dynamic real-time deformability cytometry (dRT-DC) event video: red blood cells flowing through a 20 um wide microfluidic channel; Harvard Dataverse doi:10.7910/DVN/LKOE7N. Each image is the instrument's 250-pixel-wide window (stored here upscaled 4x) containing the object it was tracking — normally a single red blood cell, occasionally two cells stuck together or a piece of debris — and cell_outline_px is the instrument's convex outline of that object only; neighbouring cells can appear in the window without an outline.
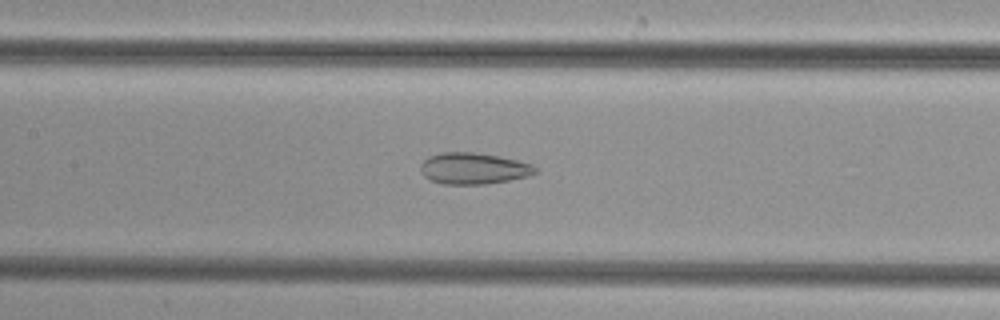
{"species": "common noctule bat (a hibernating species)", "species_latin": "Nyctalus noctula", "temperature_condition": "cold", "stored_images_in_passage": 49, "camera_frame_rate_fps": 3000, "um_per_image_px": 0.085, "animal": {"sex": "female", "body_mass_g": 29.2, "forearm_length_mm": 56.3}, "frame": {"image": 1, "passage_image": 23, "time_ms": 7.333, "image_size_px": [1000, 320], "cell_outline_px": [[536, 172], [528, 176], [508, 180], [484, 184], [444, 184], [432, 180], [424, 176], [420, 168], [420, 164], [428, 156], [440, 152], [476, 152], [500, 156], [532, 164], [536, 168]], "centroid_in_image_um": [40.22, 14.3], "position_along_channel_um": 167.2, "area_um2": 20.92}}
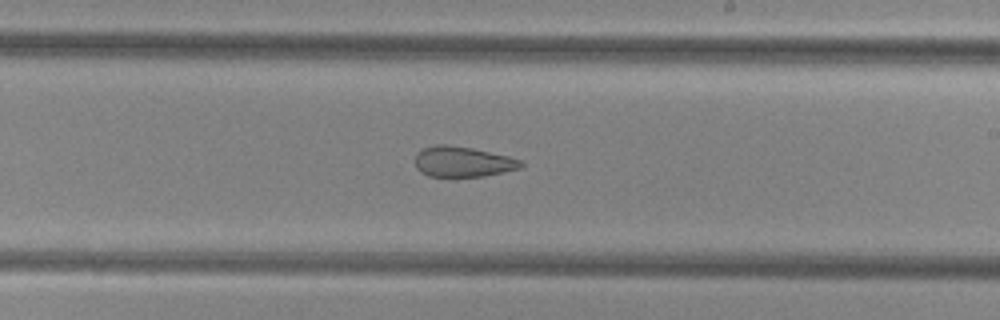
{"frame": {"image": 2, "passage_image": 29, "time_ms": 9.333, "image_size_px": [1000, 320], "cell_outline_px": [[524, 164], [520, 168], [504, 172], [484, 176], [456, 180], [428, 176], [420, 172], [416, 168], [416, 152], [424, 148], [436, 144], [444, 144], [472, 148], [508, 156], [520, 160]], "centroid_in_image_um": [39.29, 13.8], "position_along_channel_um": 249.7, "area_um2": 19.48}}
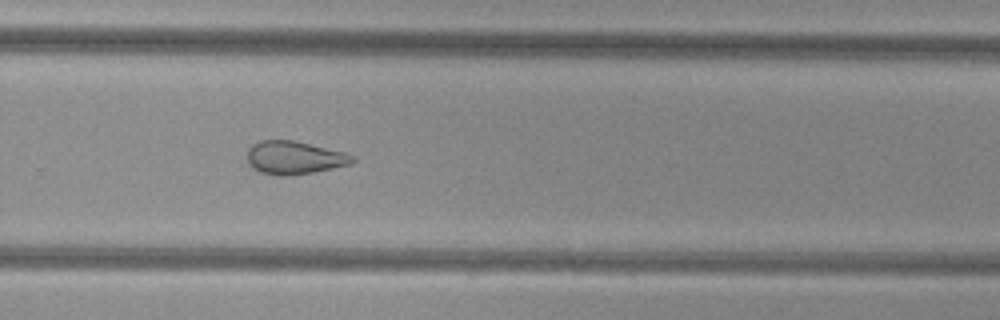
{"frame": {"image": 3, "passage_image": 33, "time_ms": 10.667, "image_size_px": [1000, 320], "cell_outline_px": [[356, 160], [348, 164], [332, 168], [312, 172], [288, 176], [276, 176], [260, 172], [252, 168], [248, 160], [248, 148], [252, 144], [260, 140], [296, 140], [344, 152], [356, 156]], "centroid_in_image_um": [25.0, 13.39], "position_along_channel_um": 304.8, "area_um2": 20.4}}